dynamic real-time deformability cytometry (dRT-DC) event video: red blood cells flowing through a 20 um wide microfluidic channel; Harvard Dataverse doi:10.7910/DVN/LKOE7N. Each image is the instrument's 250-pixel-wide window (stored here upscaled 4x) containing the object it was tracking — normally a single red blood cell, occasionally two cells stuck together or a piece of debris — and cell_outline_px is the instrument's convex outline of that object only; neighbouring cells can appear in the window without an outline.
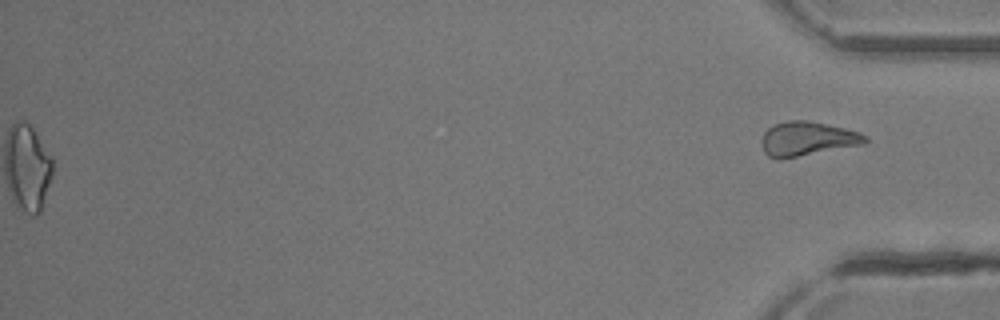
{"species": "common noctule bat (a hibernating species)", "species_latin": "Nyctalus noctula", "temperature_condition": "room temperature", "stored_images_in_passage": 34, "segment_of_instrument_passage": [2, 2], "camera_frame_rate_fps": 3000, "um_per_image_px": 0.085, "animal": {"sex": "female"}, "frame": {"image": 1, "passage_image": 34, "time_ms": 11.0, "image_size_px": [1000, 320], "cell_outline_px": [[868, 140], [864, 144], [780, 160], [768, 156], [764, 152], [760, 144], [760, 140], [764, 132], [768, 128], [776, 124], [788, 120], [808, 120], [844, 128], [860, 132], [868, 136]], "centroid_in_image_um": [68.6, 11.81], "position_along_channel_um": 366.6, "area_um2": 20.87}}